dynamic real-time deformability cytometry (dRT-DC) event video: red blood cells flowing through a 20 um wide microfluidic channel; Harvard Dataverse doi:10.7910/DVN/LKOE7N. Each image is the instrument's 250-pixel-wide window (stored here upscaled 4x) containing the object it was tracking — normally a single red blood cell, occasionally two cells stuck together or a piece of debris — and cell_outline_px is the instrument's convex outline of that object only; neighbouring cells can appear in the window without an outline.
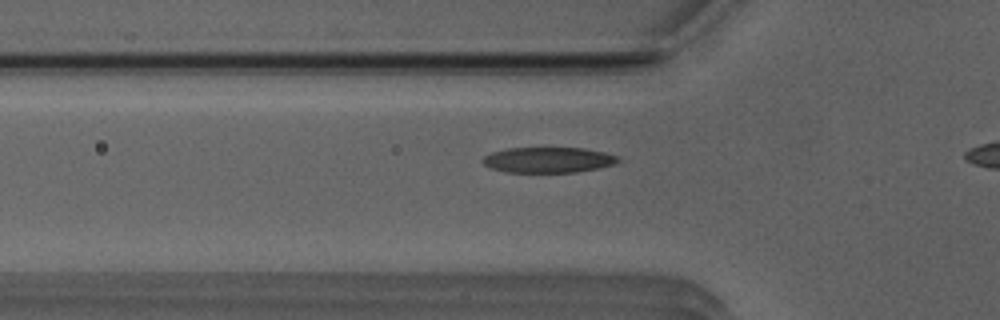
{"species": "Egyptian fruit bat (a non-hibernating species)", "species_latin": "Rousettus aegyptiacus", "temperature_condition": "room temperature", "stored_images_in_passage": 30, "camera_frame_rate_fps": 3000, "um_per_image_px": 0.085, "animal": {"sex": "male"}, "frame": {"image": 1, "passage_image": 5, "time_ms": 1.333, "image_size_px": [1000, 320], "cell_outline_px": [[620, 160], [612, 164], [596, 168], [576, 172], [508, 172], [492, 168], [484, 164], [480, 160], [484, 156], [492, 152], [508, 148], [584, 148], [604, 152], [616, 156]], "centroid_in_image_um": [46.55, 13.58], "position_along_channel_um": 79.2, "area_um2": 19.88}}
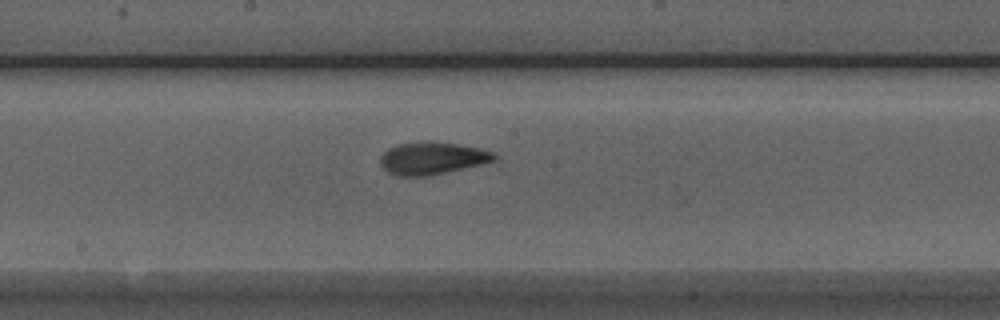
{"frame": {"image": 2, "passage_image": 15, "time_ms": 4.667, "image_size_px": [1000, 320], "cell_outline_px": [[500, 160], [428, 176], [396, 176], [388, 172], [380, 164], [380, 156], [388, 148], [396, 144], [456, 144], [480, 148], [492, 152], [500, 156]], "centroid_in_image_um": [36.78, 13.49], "position_along_channel_um": 211.4, "area_um2": 20.98}}
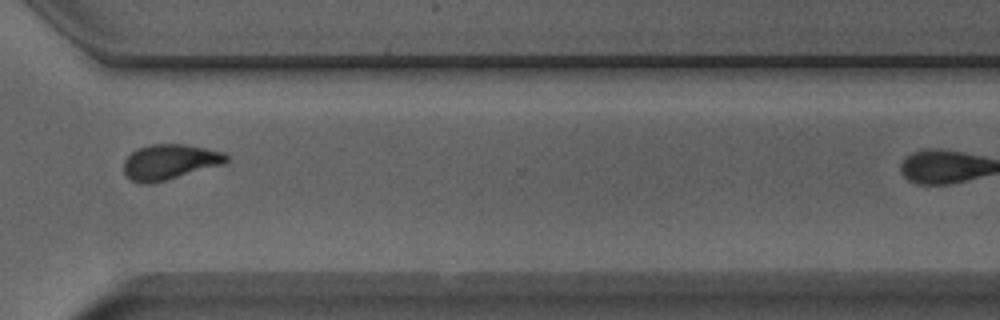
{"frame": {"image": 3, "passage_image": 26, "time_ms": 8.333, "image_size_px": [1000, 320], "cell_outline_px": [[228, 160], [224, 164], [164, 180], [148, 184], [140, 184], [132, 180], [124, 172], [124, 160], [136, 148], [152, 144], [184, 144], [224, 152], [228, 156]], "centroid_in_image_um": [14.41, 13.75], "position_along_channel_um": 356.2, "area_um2": 20.87}}